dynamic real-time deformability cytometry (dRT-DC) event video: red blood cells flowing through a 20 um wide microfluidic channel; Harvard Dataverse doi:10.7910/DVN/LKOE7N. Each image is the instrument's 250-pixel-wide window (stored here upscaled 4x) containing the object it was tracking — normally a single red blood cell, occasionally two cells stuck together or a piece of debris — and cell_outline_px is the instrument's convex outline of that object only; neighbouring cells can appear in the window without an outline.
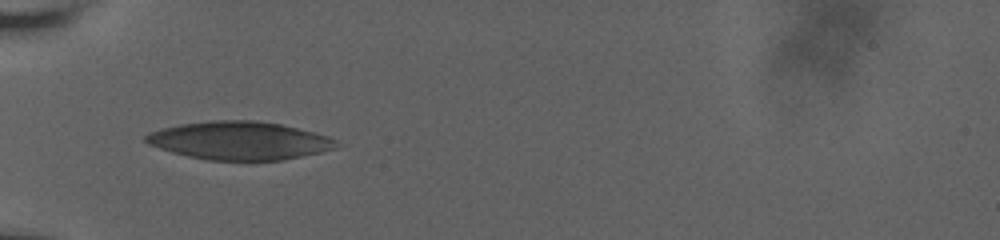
{"species": "human", "species_latin": "Homo sapiens", "temperature_condition": "room temperature", "stored_images_in_passage": 41, "camera_frame_rate_fps": 3000, "um_per_image_px": 0.085, "donor": {"sex": "male"}, "frame": {"image": 1, "passage_image": 1, "time_ms": 0.0, "image_size_px": [1000, 240], "cell_outline_px": [[336, 148], [320, 152], [284, 160], [208, 160], [188, 156], [172, 152], [148, 144], [144, 140], [144, 136], [160, 128], [180, 124], [212, 120], [256, 120], [280, 124], [328, 136], [336, 140]], "centroid_in_image_um": [20.32, 11.95], "position_along_channel_um": 64.7, "area_um2": 42.14}}
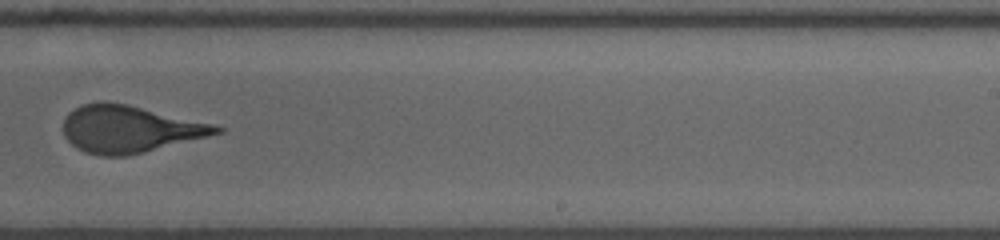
{"frame": {"image": 2, "passage_image": 16, "time_ms": 6.0, "image_size_px": [1000, 240], "cell_outline_px": [[224, 132], [144, 152], [124, 156], [100, 156], [84, 152], [76, 148], [64, 136], [64, 120], [68, 112], [80, 104], [100, 100], [104, 100], [128, 104], [212, 124], [224, 128]], "centroid_in_image_um": [10.95, 10.95], "position_along_channel_um": 278.0, "area_um2": 42.02}}
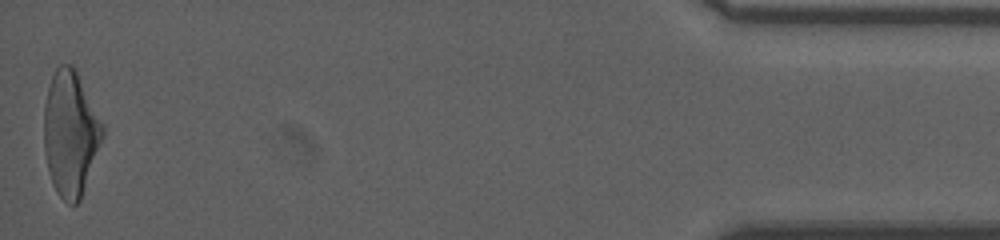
{"frame": {"image": 3, "passage_image": 41, "time_ms": 12.333, "image_size_px": [1000, 240], "cell_outline_px": [[104, 136], [80, 200], [76, 204], [68, 204], [56, 192], [52, 184], [44, 152], [44, 104], [48, 88], [52, 76], [56, 68], [60, 64], [72, 64], [76, 68], [104, 124]], "centroid_in_image_um": [6.0, 11.31], "position_along_channel_um": 429.2, "area_um2": 43.06}, "authors_computed_cell_mechanics": {"area_um2": 42.483, "velocity_mm_per_s": 3.6853, "shape_relaxation_time_tau1_ms": 6.0084, "shape_relaxation_time_tau2_ms": 0.8548, "deformation_change_tau1": 0.2004, "deformation_change_tau2": 0.0963}}